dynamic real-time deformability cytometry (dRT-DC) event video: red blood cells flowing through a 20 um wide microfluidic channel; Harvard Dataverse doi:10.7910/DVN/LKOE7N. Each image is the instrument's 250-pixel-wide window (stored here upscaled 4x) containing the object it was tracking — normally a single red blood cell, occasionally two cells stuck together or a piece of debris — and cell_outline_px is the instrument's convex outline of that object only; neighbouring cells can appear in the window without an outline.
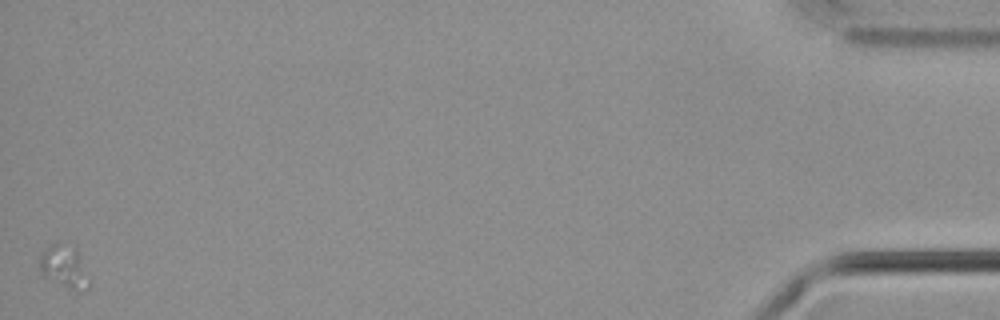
{"species": "common noctule bat (a hibernating species)", "species_latin": "Nyctalus noctula", "temperature_condition": "cold", "stored_images_in_passage": 47, "camera_frame_rate_fps": 3000, "um_per_image_px": 0.085, "animal": {"sex": "male", "body_mass_g": 21.5, "forearm_length_mm": 52.0}, "frame": {"image": 1, "passage_image": 47, "time_ms": 15.333, "image_size_px": [1000, 320], "cell_outline_px": [[92, 284], [88, 288], [72, 288], [52, 280], [44, 276], [40, 272], [40, 256], [52, 244], [60, 244], [76, 248], [80, 256]], "centroid_in_image_um": [5.49, 22.66], "position_along_channel_um": 429.7, "area_um2": 11.68}}